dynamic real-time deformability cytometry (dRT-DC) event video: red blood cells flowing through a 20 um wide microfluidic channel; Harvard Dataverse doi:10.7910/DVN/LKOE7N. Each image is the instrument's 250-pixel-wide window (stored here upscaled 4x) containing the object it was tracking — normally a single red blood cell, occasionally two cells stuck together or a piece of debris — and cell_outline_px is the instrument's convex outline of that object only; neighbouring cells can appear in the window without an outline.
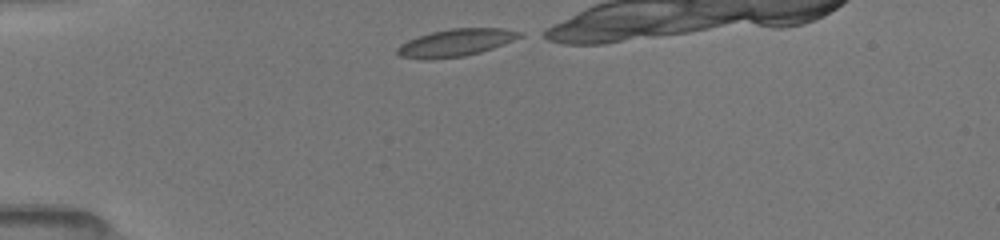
{"species": "common noctule bat (a hibernating species)", "species_latin": "Nyctalus noctula", "temperature_condition": "room temperature", "stored_images_in_passage": 12, "camera_frame_rate_fps": 3000, "um_per_image_px": 0.085, "animal": {"sex": "female", "body_mass_g": 19.5, "forearm_length_mm": 54.1}, "frame": {"image": 1, "passage_image": 1, "time_ms": 0.0, "image_size_px": [1000, 240], "cell_outline_px": [[524, 36], [504, 44], [480, 52], [464, 56], [432, 60], [420, 60], [400, 56], [396, 52], [396, 48], [400, 44], [408, 40], [432, 32], [452, 28], [504, 28], [524, 32]], "centroid_in_image_um": [38.75, 3.64], "position_along_channel_um": 46.3, "area_um2": 19.71}}
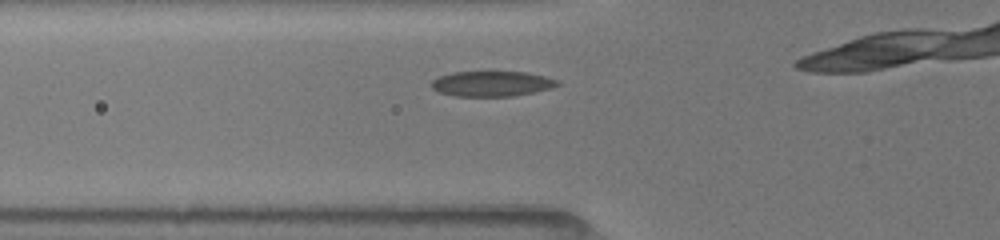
{"frame": {"image": 2, "passage_image": 5, "time_ms": 1.667, "image_size_px": [1000, 240], "cell_outline_px": [[560, 84], [548, 88], [532, 92], [512, 96], [452, 96], [440, 92], [432, 88], [432, 80], [440, 76], [452, 72], [528, 72], [560, 80]], "centroid_in_image_um": [41.79, 7.11], "position_along_channel_um": 84.0, "area_um2": 18.38}}
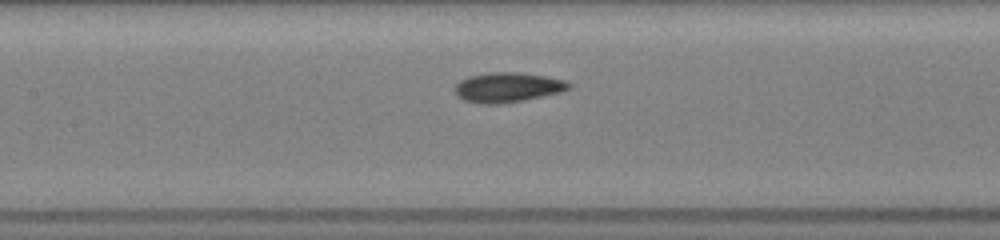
{"frame": {"image": 3, "passage_image": 10, "time_ms": 3.667, "image_size_px": [1000, 240], "cell_outline_px": [[572, 88], [560, 92], [524, 100], [500, 104], [484, 104], [464, 100], [456, 96], [456, 84], [460, 80], [472, 76], [488, 72], [516, 72], [544, 76], [564, 80], [572, 84]], "centroid_in_image_um": [43.16, 7.43], "position_along_channel_um": 164.2, "area_um2": 19.65}}